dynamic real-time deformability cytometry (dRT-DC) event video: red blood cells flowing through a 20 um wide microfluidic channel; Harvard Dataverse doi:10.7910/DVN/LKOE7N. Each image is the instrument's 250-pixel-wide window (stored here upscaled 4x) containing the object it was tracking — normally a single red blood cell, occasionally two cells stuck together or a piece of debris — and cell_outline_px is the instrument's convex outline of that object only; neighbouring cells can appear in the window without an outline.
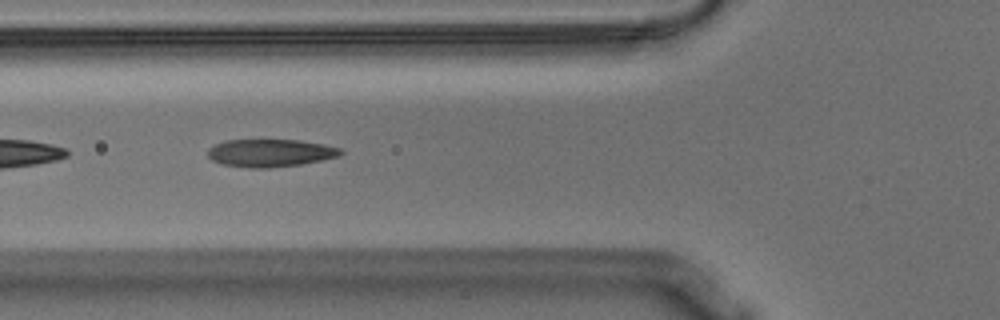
{"species": "Egyptian fruit bat (a non-hibernating species)", "species_latin": "Rousettus aegyptiacus", "temperature_condition": "warm", "stored_images_in_passage": 14, "camera_frame_rate_fps": 3000, "um_per_image_px": 0.085, "animal": {"sex": "male"}, "frame": {"image": 1, "passage_image": 5, "time_ms": 1.333, "image_size_px": [1000, 320], "cell_outline_px": [[344, 152], [340, 156], [300, 164], [268, 168], [248, 168], [224, 164], [212, 160], [208, 156], [208, 148], [224, 140], [300, 140], [324, 144], [340, 148]], "centroid_in_image_um": [22.98, 13.0], "position_along_channel_um": 102.8, "area_um2": 21.39}}
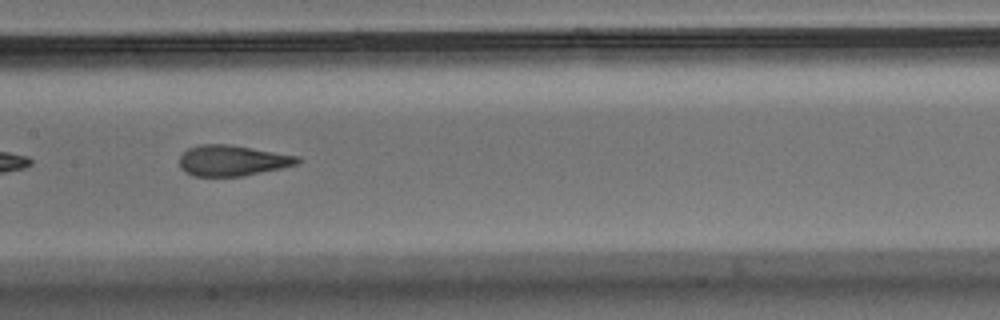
{"frame": {"image": 2, "passage_image": 12, "time_ms": 3.667, "image_size_px": [1000, 320], "cell_outline_px": [[300, 160], [296, 164], [280, 168], [244, 176], [192, 176], [184, 172], [180, 168], [180, 156], [188, 148], [200, 144], [232, 144], [300, 156]], "centroid_in_image_um": [19.73, 13.64], "position_along_channel_um": 187.7, "area_um2": 21.27}}